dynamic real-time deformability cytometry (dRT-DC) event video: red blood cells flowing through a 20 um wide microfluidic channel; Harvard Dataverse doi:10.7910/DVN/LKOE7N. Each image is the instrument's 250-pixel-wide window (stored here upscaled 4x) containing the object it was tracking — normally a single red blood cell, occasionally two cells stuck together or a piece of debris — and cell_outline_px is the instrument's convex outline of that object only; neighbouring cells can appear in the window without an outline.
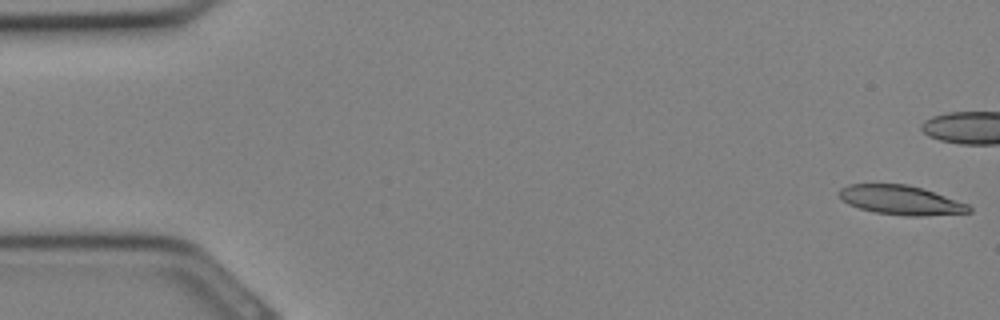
{"species": "Egyptian fruit bat (a non-hibernating species)", "species_latin": "Rousettus aegyptiacus", "temperature_condition": "cold", "stored_images_in_passage": 33, "camera_frame_rate_fps": 3000, "um_per_image_px": 0.085, "animal": {"sex": "female"}, "frame": {"image": 1, "passage_image": 1, "time_ms": 0.0, "image_size_px": [1000, 320], "cell_outline_px": [[972, 212], [924, 216], [908, 216], [876, 212], [860, 208], [848, 204], [836, 192], [840, 188], [848, 184], [908, 184], [968, 204], [972, 208]], "centroid_in_image_um": [76.55, 17.01], "position_along_channel_um": 8.5, "area_um2": 21.91}}
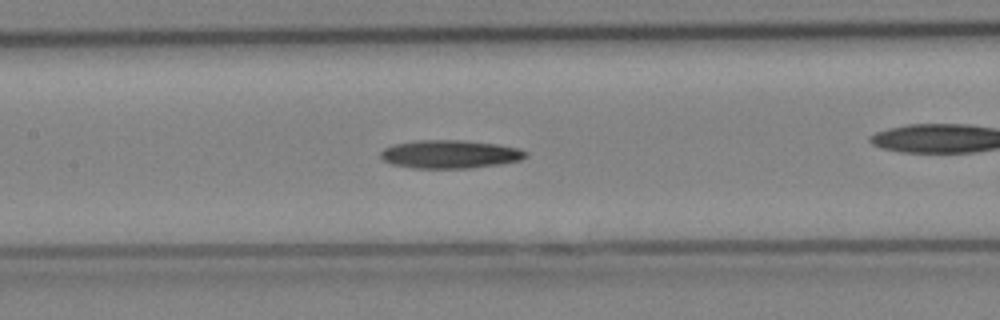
{"frame": {"image": 2, "passage_image": 15, "time_ms": 4.667, "image_size_px": [1000, 320], "cell_outline_px": [[528, 156], [520, 160], [500, 164], [472, 168], [416, 168], [392, 164], [384, 160], [380, 156], [380, 152], [384, 148], [392, 144], [416, 140], [464, 140], [496, 144], [520, 148], [528, 152]], "centroid_in_image_um": [38.26, 13.1], "position_along_channel_um": 169.1, "area_um2": 24.04}}
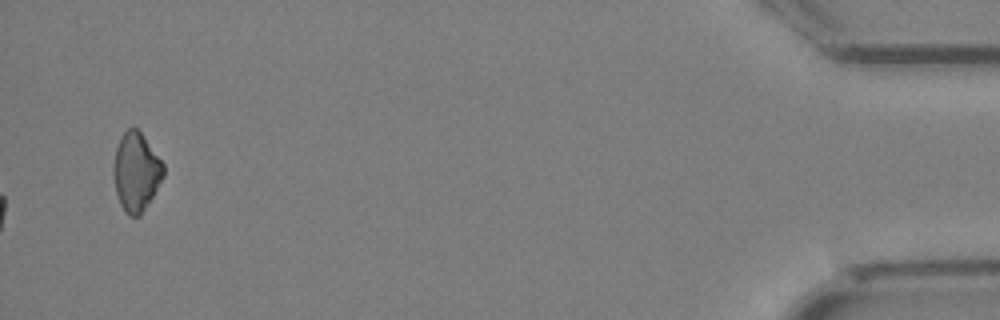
{"frame": {"image": 3, "passage_image": 33, "time_ms": 10.667, "image_size_px": [1000, 320], "cell_outline_px": [[164, 176], [140, 216], [128, 216], [124, 212], [120, 204], [116, 192], [112, 176], [112, 168], [116, 148], [120, 136], [128, 128], [136, 128], [140, 132], [164, 164]], "centroid_in_image_um": [11.54, 14.62], "position_along_channel_um": 423.7, "area_um2": 22.83}}